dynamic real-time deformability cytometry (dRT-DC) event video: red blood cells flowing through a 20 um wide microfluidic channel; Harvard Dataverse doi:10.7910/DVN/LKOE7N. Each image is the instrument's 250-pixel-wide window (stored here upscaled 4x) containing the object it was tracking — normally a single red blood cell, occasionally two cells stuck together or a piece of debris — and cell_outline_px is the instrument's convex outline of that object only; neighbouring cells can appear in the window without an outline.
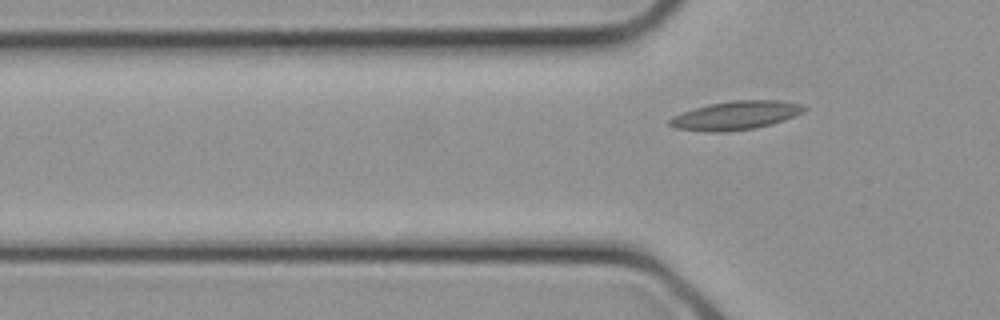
{"species": "common noctule bat (a hibernating species)", "species_latin": "Nyctalus noctula", "temperature_condition": "cold", "stored_images_in_passage": 2, "camera_frame_rate_fps": 3000, "um_per_image_px": 0.085, "animal": {"sex": "female", "body_mass_g": 21.9}, "frame": {"image": 1, "passage_image": 2, "time_ms": 0.333, "image_size_px": [1000, 320], "cell_outline_px": [[808, 108], [804, 112], [796, 116], [772, 124], [756, 128], [728, 132], [704, 132], [676, 128], [668, 124], [668, 120], [672, 116], [696, 108], [712, 104], [732, 100], [780, 100], [800, 104]], "centroid_in_image_um": [62.57, 9.82], "position_along_channel_um": 63.2, "area_um2": 22.54}}